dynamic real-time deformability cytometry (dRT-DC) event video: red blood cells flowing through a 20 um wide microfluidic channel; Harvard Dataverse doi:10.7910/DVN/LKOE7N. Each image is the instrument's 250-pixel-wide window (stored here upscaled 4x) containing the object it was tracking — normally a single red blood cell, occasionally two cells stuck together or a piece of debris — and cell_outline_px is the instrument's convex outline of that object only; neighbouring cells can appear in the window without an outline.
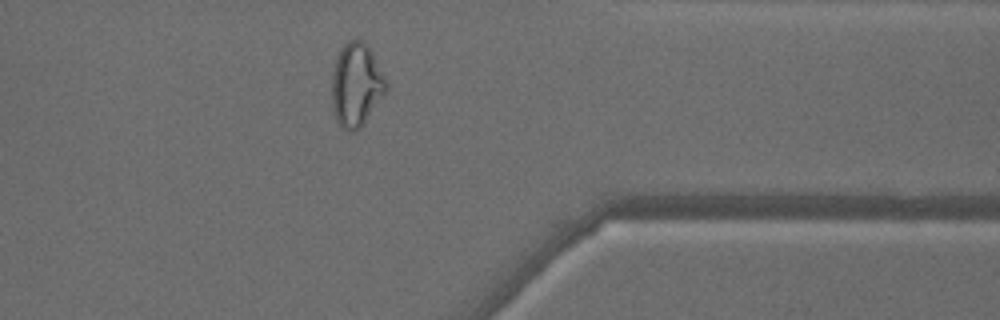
{"species": "common noctule bat (a hibernating species)", "species_latin": "Nyctalus noctula", "temperature_condition": "warm", "stored_images_in_passage": 37, "camera_frame_rate_fps": 3000, "um_per_image_px": 0.085, "animal": {"sex": "male", "body_mass_g": 18.8}, "frame": {"image": 1, "passage_image": 27, "time_ms": 8.667, "image_size_px": [1000, 320], "cell_outline_px": [[388, 88], [364, 124], [356, 132], [348, 132], [336, 120], [332, 112], [332, 72], [340, 48], [348, 40], [360, 40], [368, 44], [388, 84]], "centroid_in_image_um": [30.27, 7.23], "position_along_channel_um": 381.1, "area_um2": 26.53}, "authors_computed_cell_mechanics": {"area_um2": 22.253, "velocity_mm_per_s": 4.1549, "shape_relaxation_time_tau1_ms": null, "shape_relaxation_time_tau2_ms": 0.9133, "deformation_change_tau1": null, "deformation_change_tau2": 0.0787}}